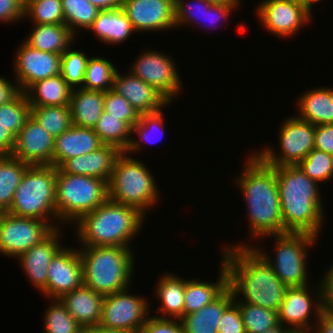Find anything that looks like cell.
Masks as SVG:
<instances>
[{"instance_id":"cell-35","label":"cell","mask_w":333,"mask_h":333,"mask_svg":"<svg viewBox=\"0 0 333 333\" xmlns=\"http://www.w3.org/2000/svg\"><path fill=\"white\" fill-rule=\"evenodd\" d=\"M93 129L103 144L118 147L122 152L129 147L132 128L110 113L103 111Z\"/></svg>"},{"instance_id":"cell-28","label":"cell","mask_w":333,"mask_h":333,"mask_svg":"<svg viewBox=\"0 0 333 333\" xmlns=\"http://www.w3.org/2000/svg\"><path fill=\"white\" fill-rule=\"evenodd\" d=\"M156 284L154 296L156 295L155 298L159 300L161 306L155 311L162 315L156 317L181 319L184 309L185 279L169 271L163 276L160 275Z\"/></svg>"},{"instance_id":"cell-54","label":"cell","mask_w":333,"mask_h":333,"mask_svg":"<svg viewBox=\"0 0 333 333\" xmlns=\"http://www.w3.org/2000/svg\"><path fill=\"white\" fill-rule=\"evenodd\" d=\"M15 146V137L0 123V155H11Z\"/></svg>"},{"instance_id":"cell-56","label":"cell","mask_w":333,"mask_h":333,"mask_svg":"<svg viewBox=\"0 0 333 333\" xmlns=\"http://www.w3.org/2000/svg\"><path fill=\"white\" fill-rule=\"evenodd\" d=\"M91 333H131L130 331H125L121 329L108 328L105 326L97 325L89 329Z\"/></svg>"},{"instance_id":"cell-37","label":"cell","mask_w":333,"mask_h":333,"mask_svg":"<svg viewBox=\"0 0 333 333\" xmlns=\"http://www.w3.org/2000/svg\"><path fill=\"white\" fill-rule=\"evenodd\" d=\"M44 313L43 333H84V329L70 314L60 298H52Z\"/></svg>"},{"instance_id":"cell-42","label":"cell","mask_w":333,"mask_h":333,"mask_svg":"<svg viewBox=\"0 0 333 333\" xmlns=\"http://www.w3.org/2000/svg\"><path fill=\"white\" fill-rule=\"evenodd\" d=\"M31 116V105L25 92L11 102L0 106V123L16 138Z\"/></svg>"},{"instance_id":"cell-61","label":"cell","mask_w":333,"mask_h":333,"mask_svg":"<svg viewBox=\"0 0 333 333\" xmlns=\"http://www.w3.org/2000/svg\"><path fill=\"white\" fill-rule=\"evenodd\" d=\"M289 333H315L313 330H295V331H290Z\"/></svg>"},{"instance_id":"cell-50","label":"cell","mask_w":333,"mask_h":333,"mask_svg":"<svg viewBox=\"0 0 333 333\" xmlns=\"http://www.w3.org/2000/svg\"><path fill=\"white\" fill-rule=\"evenodd\" d=\"M25 0H0V23L12 24L24 18Z\"/></svg>"},{"instance_id":"cell-2","label":"cell","mask_w":333,"mask_h":333,"mask_svg":"<svg viewBox=\"0 0 333 333\" xmlns=\"http://www.w3.org/2000/svg\"><path fill=\"white\" fill-rule=\"evenodd\" d=\"M241 174L234 180L245 198L249 237L284 234L275 166L265 164L254 151L246 157Z\"/></svg>"},{"instance_id":"cell-55","label":"cell","mask_w":333,"mask_h":333,"mask_svg":"<svg viewBox=\"0 0 333 333\" xmlns=\"http://www.w3.org/2000/svg\"><path fill=\"white\" fill-rule=\"evenodd\" d=\"M99 10L122 8L123 0H88Z\"/></svg>"},{"instance_id":"cell-3","label":"cell","mask_w":333,"mask_h":333,"mask_svg":"<svg viewBox=\"0 0 333 333\" xmlns=\"http://www.w3.org/2000/svg\"><path fill=\"white\" fill-rule=\"evenodd\" d=\"M275 175L284 233H308L318 237L326 223L319 184L297 165L275 166Z\"/></svg>"},{"instance_id":"cell-8","label":"cell","mask_w":333,"mask_h":333,"mask_svg":"<svg viewBox=\"0 0 333 333\" xmlns=\"http://www.w3.org/2000/svg\"><path fill=\"white\" fill-rule=\"evenodd\" d=\"M269 236V237H268ZM275 240L274 257L270 252L261 249L253 243H235L229 247L235 246H251L273 269L277 277L288 287H301L309 284L308 282V255L309 249L317 245L318 237L308 233H284L267 235L263 238H271ZM308 264V265H307Z\"/></svg>"},{"instance_id":"cell-58","label":"cell","mask_w":333,"mask_h":333,"mask_svg":"<svg viewBox=\"0 0 333 333\" xmlns=\"http://www.w3.org/2000/svg\"><path fill=\"white\" fill-rule=\"evenodd\" d=\"M291 330L278 323L276 326L265 330L263 333H289Z\"/></svg>"},{"instance_id":"cell-41","label":"cell","mask_w":333,"mask_h":333,"mask_svg":"<svg viewBox=\"0 0 333 333\" xmlns=\"http://www.w3.org/2000/svg\"><path fill=\"white\" fill-rule=\"evenodd\" d=\"M70 46L62 55L60 60V75L72 88H82L84 74L90 58L81 49L76 50Z\"/></svg>"},{"instance_id":"cell-20","label":"cell","mask_w":333,"mask_h":333,"mask_svg":"<svg viewBox=\"0 0 333 333\" xmlns=\"http://www.w3.org/2000/svg\"><path fill=\"white\" fill-rule=\"evenodd\" d=\"M63 227L54 229L40 243L32 246L17 259L30 284L42 293L47 286L48 267L54 255L64 246L62 238ZM61 231V232H60Z\"/></svg>"},{"instance_id":"cell-31","label":"cell","mask_w":333,"mask_h":333,"mask_svg":"<svg viewBox=\"0 0 333 333\" xmlns=\"http://www.w3.org/2000/svg\"><path fill=\"white\" fill-rule=\"evenodd\" d=\"M104 98L103 91L73 89L69 101L72 124L94 128L104 111Z\"/></svg>"},{"instance_id":"cell-10","label":"cell","mask_w":333,"mask_h":333,"mask_svg":"<svg viewBox=\"0 0 333 333\" xmlns=\"http://www.w3.org/2000/svg\"><path fill=\"white\" fill-rule=\"evenodd\" d=\"M320 278V282L316 287L314 286L315 290L312 291L309 287L310 284L287 288L278 311L280 324L291 331L314 330L315 324L312 322L313 319L310 320L311 316L315 315L314 322L316 323L321 312L330 304L329 284L326 273L324 272V275Z\"/></svg>"},{"instance_id":"cell-47","label":"cell","mask_w":333,"mask_h":333,"mask_svg":"<svg viewBox=\"0 0 333 333\" xmlns=\"http://www.w3.org/2000/svg\"><path fill=\"white\" fill-rule=\"evenodd\" d=\"M138 333H184L180 319L158 318L150 315Z\"/></svg>"},{"instance_id":"cell-57","label":"cell","mask_w":333,"mask_h":333,"mask_svg":"<svg viewBox=\"0 0 333 333\" xmlns=\"http://www.w3.org/2000/svg\"><path fill=\"white\" fill-rule=\"evenodd\" d=\"M325 273L329 284L330 304L333 305V269H327Z\"/></svg>"},{"instance_id":"cell-62","label":"cell","mask_w":333,"mask_h":333,"mask_svg":"<svg viewBox=\"0 0 333 333\" xmlns=\"http://www.w3.org/2000/svg\"><path fill=\"white\" fill-rule=\"evenodd\" d=\"M5 211L0 208V221L2 219V216L4 215Z\"/></svg>"},{"instance_id":"cell-48","label":"cell","mask_w":333,"mask_h":333,"mask_svg":"<svg viewBox=\"0 0 333 333\" xmlns=\"http://www.w3.org/2000/svg\"><path fill=\"white\" fill-rule=\"evenodd\" d=\"M218 333H246L238 304L233 301L220 318Z\"/></svg>"},{"instance_id":"cell-33","label":"cell","mask_w":333,"mask_h":333,"mask_svg":"<svg viewBox=\"0 0 333 333\" xmlns=\"http://www.w3.org/2000/svg\"><path fill=\"white\" fill-rule=\"evenodd\" d=\"M12 155H0V208L8 212L21 179L29 167Z\"/></svg>"},{"instance_id":"cell-11","label":"cell","mask_w":333,"mask_h":333,"mask_svg":"<svg viewBox=\"0 0 333 333\" xmlns=\"http://www.w3.org/2000/svg\"><path fill=\"white\" fill-rule=\"evenodd\" d=\"M279 129L280 153L265 146L255 154L269 166L298 165L314 149L315 125L292 115L285 118Z\"/></svg>"},{"instance_id":"cell-16","label":"cell","mask_w":333,"mask_h":333,"mask_svg":"<svg viewBox=\"0 0 333 333\" xmlns=\"http://www.w3.org/2000/svg\"><path fill=\"white\" fill-rule=\"evenodd\" d=\"M21 43L12 62L13 79L18 83L21 92H25L39 80L60 74V54L36 50L24 41Z\"/></svg>"},{"instance_id":"cell-18","label":"cell","mask_w":333,"mask_h":333,"mask_svg":"<svg viewBox=\"0 0 333 333\" xmlns=\"http://www.w3.org/2000/svg\"><path fill=\"white\" fill-rule=\"evenodd\" d=\"M122 9L138 33L176 28L175 0H123Z\"/></svg>"},{"instance_id":"cell-44","label":"cell","mask_w":333,"mask_h":333,"mask_svg":"<svg viewBox=\"0 0 333 333\" xmlns=\"http://www.w3.org/2000/svg\"><path fill=\"white\" fill-rule=\"evenodd\" d=\"M297 166L318 184L333 178V155L324 151L314 148Z\"/></svg>"},{"instance_id":"cell-7","label":"cell","mask_w":333,"mask_h":333,"mask_svg":"<svg viewBox=\"0 0 333 333\" xmlns=\"http://www.w3.org/2000/svg\"><path fill=\"white\" fill-rule=\"evenodd\" d=\"M56 170L52 165H30L17 187L8 213L60 227L56 212Z\"/></svg>"},{"instance_id":"cell-40","label":"cell","mask_w":333,"mask_h":333,"mask_svg":"<svg viewBox=\"0 0 333 333\" xmlns=\"http://www.w3.org/2000/svg\"><path fill=\"white\" fill-rule=\"evenodd\" d=\"M234 301L239 306L246 333H263L279 323L277 311L240 302L235 296Z\"/></svg>"},{"instance_id":"cell-19","label":"cell","mask_w":333,"mask_h":333,"mask_svg":"<svg viewBox=\"0 0 333 333\" xmlns=\"http://www.w3.org/2000/svg\"><path fill=\"white\" fill-rule=\"evenodd\" d=\"M53 137L31 116L15 138L12 156L28 165H52Z\"/></svg>"},{"instance_id":"cell-46","label":"cell","mask_w":333,"mask_h":333,"mask_svg":"<svg viewBox=\"0 0 333 333\" xmlns=\"http://www.w3.org/2000/svg\"><path fill=\"white\" fill-rule=\"evenodd\" d=\"M104 111L111 116L117 117L126 122L131 128L139 121L140 114L123 96L118 95L115 91L105 92Z\"/></svg>"},{"instance_id":"cell-25","label":"cell","mask_w":333,"mask_h":333,"mask_svg":"<svg viewBox=\"0 0 333 333\" xmlns=\"http://www.w3.org/2000/svg\"><path fill=\"white\" fill-rule=\"evenodd\" d=\"M296 116L313 125L333 124V88L314 87L296 98Z\"/></svg>"},{"instance_id":"cell-39","label":"cell","mask_w":333,"mask_h":333,"mask_svg":"<svg viewBox=\"0 0 333 333\" xmlns=\"http://www.w3.org/2000/svg\"><path fill=\"white\" fill-rule=\"evenodd\" d=\"M31 117L53 137L59 136L72 126L69 105L31 106Z\"/></svg>"},{"instance_id":"cell-9","label":"cell","mask_w":333,"mask_h":333,"mask_svg":"<svg viewBox=\"0 0 333 333\" xmlns=\"http://www.w3.org/2000/svg\"><path fill=\"white\" fill-rule=\"evenodd\" d=\"M109 198L108 183L56 170V212L60 224H74Z\"/></svg>"},{"instance_id":"cell-14","label":"cell","mask_w":333,"mask_h":333,"mask_svg":"<svg viewBox=\"0 0 333 333\" xmlns=\"http://www.w3.org/2000/svg\"><path fill=\"white\" fill-rule=\"evenodd\" d=\"M53 230L54 228L45 221L5 212L0 221V253L5 257L17 259Z\"/></svg>"},{"instance_id":"cell-60","label":"cell","mask_w":333,"mask_h":333,"mask_svg":"<svg viewBox=\"0 0 333 333\" xmlns=\"http://www.w3.org/2000/svg\"><path fill=\"white\" fill-rule=\"evenodd\" d=\"M207 2H209L210 4L213 5H221V4H227V3H238L234 0H206Z\"/></svg>"},{"instance_id":"cell-34","label":"cell","mask_w":333,"mask_h":333,"mask_svg":"<svg viewBox=\"0 0 333 333\" xmlns=\"http://www.w3.org/2000/svg\"><path fill=\"white\" fill-rule=\"evenodd\" d=\"M164 109L154 112V113H147V114H141L139 121L132 127V136L130 140L129 147L125 151L126 153L130 154L131 156L134 153L135 154L139 151L142 152L143 149H145V146L147 145L146 142L150 143H157L160 138L162 139V136H164ZM155 131H159L160 138L158 137L157 140L155 135ZM134 134V136H133ZM138 137H135L136 135ZM137 138V139H136ZM161 141V140H160ZM145 143V144H144ZM145 145V146H144Z\"/></svg>"},{"instance_id":"cell-13","label":"cell","mask_w":333,"mask_h":333,"mask_svg":"<svg viewBox=\"0 0 333 333\" xmlns=\"http://www.w3.org/2000/svg\"><path fill=\"white\" fill-rule=\"evenodd\" d=\"M130 288L104 295L99 325L138 333L149 317L151 306L149 298L131 293Z\"/></svg>"},{"instance_id":"cell-6","label":"cell","mask_w":333,"mask_h":333,"mask_svg":"<svg viewBox=\"0 0 333 333\" xmlns=\"http://www.w3.org/2000/svg\"><path fill=\"white\" fill-rule=\"evenodd\" d=\"M154 177L142 160L123 151L108 182L109 199L134 207L145 215L161 199L160 187Z\"/></svg>"},{"instance_id":"cell-12","label":"cell","mask_w":333,"mask_h":333,"mask_svg":"<svg viewBox=\"0 0 333 333\" xmlns=\"http://www.w3.org/2000/svg\"><path fill=\"white\" fill-rule=\"evenodd\" d=\"M139 54L128 70L173 103L177 95L182 93L183 81L172 56L153 50V47Z\"/></svg>"},{"instance_id":"cell-23","label":"cell","mask_w":333,"mask_h":333,"mask_svg":"<svg viewBox=\"0 0 333 333\" xmlns=\"http://www.w3.org/2000/svg\"><path fill=\"white\" fill-rule=\"evenodd\" d=\"M102 145L93 128L72 124L69 129L55 137L53 166L59 168L67 159L91 153Z\"/></svg>"},{"instance_id":"cell-21","label":"cell","mask_w":333,"mask_h":333,"mask_svg":"<svg viewBox=\"0 0 333 333\" xmlns=\"http://www.w3.org/2000/svg\"><path fill=\"white\" fill-rule=\"evenodd\" d=\"M112 90L126 98L140 115L158 112L171 104L159 91L130 71L122 74L117 69Z\"/></svg>"},{"instance_id":"cell-52","label":"cell","mask_w":333,"mask_h":333,"mask_svg":"<svg viewBox=\"0 0 333 333\" xmlns=\"http://www.w3.org/2000/svg\"><path fill=\"white\" fill-rule=\"evenodd\" d=\"M21 90L16 81H9L5 76L0 75V106L14 100Z\"/></svg>"},{"instance_id":"cell-53","label":"cell","mask_w":333,"mask_h":333,"mask_svg":"<svg viewBox=\"0 0 333 333\" xmlns=\"http://www.w3.org/2000/svg\"><path fill=\"white\" fill-rule=\"evenodd\" d=\"M315 333H333V305L329 304L315 323Z\"/></svg>"},{"instance_id":"cell-26","label":"cell","mask_w":333,"mask_h":333,"mask_svg":"<svg viewBox=\"0 0 333 333\" xmlns=\"http://www.w3.org/2000/svg\"><path fill=\"white\" fill-rule=\"evenodd\" d=\"M233 301L234 294L228 286L211 303L180 319L184 333H218L220 318Z\"/></svg>"},{"instance_id":"cell-49","label":"cell","mask_w":333,"mask_h":333,"mask_svg":"<svg viewBox=\"0 0 333 333\" xmlns=\"http://www.w3.org/2000/svg\"><path fill=\"white\" fill-rule=\"evenodd\" d=\"M241 4L239 3H227V4H221V5H211L209 8L204 9V15H203V22L204 20H208L206 25V21L203 23L205 26V29L208 27H211L214 23H219L222 21L225 23L229 19V16L231 17V14L233 11L236 12L237 8H239ZM223 19V20H222ZM206 23V24H205ZM212 27H216V25H212Z\"/></svg>"},{"instance_id":"cell-17","label":"cell","mask_w":333,"mask_h":333,"mask_svg":"<svg viewBox=\"0 0 333 333\" xmlns=\"http://www.w3.org/2000/svg\"><path fill=\"white\" fill-rule=\"evenodd\" d=\"M47 286L42 296L61 298L83 284L79 249L65 245L54 255L48 267Z\"/></svg>"},{"instance_id":"cell-1","label":"cell","mask_w":333,"mask_h":333,"mask_svg":"<svg viewBox=\"0 0 333 333\" xmlns=\"http://www.w3.org/2000/svg\"><path fill=\"white\" fill-rule=\"evenodd\" d=\"M221 251L234 296L240 302L278 312L288 286L272 267L251 246H225Z\"/></svg>"},{"instance_id":"cell-27","label":"cell","mask_w":333,"mask_h":333,"mask_svg":"<svg viewBox=\"0 0 333 333\" xmlns=\"http://www.w3.org/2000/svg\"><path fill=\"white\" fill-rule=\"evenodd\" d=\"M88 31L107 45L122 44L136 32L122 8L100 10Z\"/></svg>"},{"instance_id":"cell-63","label":"cell","mask_w":333,"mask_h":333,"mask_svg":"<svg viewBox=\"0 0 333 333\" xmlns=\"http://www.w3.org/2000/svg\"><path fill=\"white\" fill-rule=\"evenodd\" d=\"M329 269H333V262L331 263Z\"/></svg>"},{"instance_id":"cell-36","label":"cell","mask_w":333,"mask_h":333,"mask_svg":"<svg viewBox=\"0 0 333 333\" xmlns=\"http://www.w3.org/2000/svg\"><path fill=\"white\" fill-rule=\"evenodd\" d=\"M116 67L107 58L92 55L87 63L82 88L103 92L112 90Z\"/></svg>"},{"instance_id":"cell-43","label":"cell","mask_w":333,"mask_h":333,"mask_svg":"<svg viewBox=\"0 0 333 333\" xmlns=\"http://www.w3.org/2000/svg\"><path fill=\"white\" fill-rule=\"evenodd\" d=\"M24 18L34 24H64L61 0H25Z\"/></svg>"},{"instance_id":"cell-59","label":"cell","mask_w":333,"mask_h":333,"mask_svg":"<svg viewBox=\"0 0 333 333\" xmlns=\"http://www.w3.org/2000/svg\"><path fill=\"white\" fill-rule=\"evenodd\" d=\"M302 6H304L311 14L312 12V7L315 4H318L319 1L321 0H297Z\"/></svg>"},{"instance_id":"cell-15","label":"cell","mask_w":333,"mask_h":333,"mask_svg":"<svg viewBox=\"0 0 333 333\" xmlns=\"http://www.w3.org/2000/svg\"><path fill=\"white\" fill-rule=\"evenodd\" d=\"M257 8V9H256ZM255 14L262 27L280 39L291 38L304 29L313 17L297 0H261Z\"/></svg>"},{"instance_id":"cell-51","label":"cell","mask_w":333,"mask_h":333,"mask_svg":"<svg viewBox=\"0 0 333 333\" xmlns=\"http://www.w3.org/2000/svg\"><path fill=\"white\" fill-rule=\"evenodd\" d=\"M314 148L333 155V124L315 126Z\"/></svg>"},{"instance_id":"cell-5","label":"cell","mask_w":333,"mask_h":333,"mask_svg":"<svg viewBox=\"0 0 333 333\" xmlns=\"http://www.w3.org/2000/svg\"><path fill=\"white\" fill-rule=\"evenodd\" d=\"M80 247V248H79ZM83 284L103 295L131 286L136 256L120 246H79Z\"/></svg>"},{"instance_id":"cell-64","label":"cell","mask_w":333,"mask_h":333,"mask_svg":"<svg viewBox=\"0 0 333 333\" xmlns=\"http://www.w3.org/2000/svg\"><path fill=\"white\" fill-rule=\"evenodd\" d=\"M234 1L238 2L239 4H241V2H240L241 0H234Z\"/></svg>"},{"instance_id":"cell-24","label":"cell","mask_w":333,"mask_h":333,"mask_svg":"<svg viewBox=\"0 0 333 333\" xmlns=\"http://www.w3.org/2000/svg\"><path fill=\"white\" fill-rule=\"evenodd\" d=\"M61 301L69 314L86 330L99 325L104 295L82 284L64 294Z\"/></svg>"},{"instance_id":"cell-22","label":"cell","mask_w":333,"mask_h":333,"mask_svg":"<svg viewBox=\"0 0 333 333\" xmlns=\"http://www.w3.org/2000/svg\"><path fill=\"white\" fill-rule=\"evenodd\" d=\"M121 153L118 147L103 144L91 153L67 159L59 168L64 173L90 176L108 183Z\"/></svg>"},{"instance_id":"cell-4","label":"cell","mask_w":333,"mask_h":333,"mask_svg":"<svg viewBox=\"0 0 333 333\" xmlns=\"http://www.w3.org/2000/svg\"><path fill=\"white\" fill-rule=\"evenodd\" d=\"M147 215L109 198L83 215L73 227L81 246H120L133 248L131 241L143 228ZM132 245V246H131Z\"/></svg>"},{"instance_id":"cell-38","label":"cell","mask_w":333,"mask_h":333,"mask_svg":"<svg viewBox=\"0 0 333 333\" xmlns=\"http://www.w3.org/2000/svg\"><path fill=\"white\" fill-rule=\"evenodd\" d=\"M61 4L64 24L76 37L79 29L88 30L100 12L88 0H61Z\"/></svg>"},{"instance_id":"cell-30","label":"cell","mask_w":333,"mask_h":333,"mask_svg":"<svg viewBox=\"0 0 333 333\" xmlns=\"http://www.w3.org/2000/svg\"><path fill=\"white\" fill-rule=\"evenodd\" d=\"M31 32L23 40L30 47L62 55L74 42L76 36L65 24H32Z\"/></svg>"},{"instance_id":"cell-45","label":"cell","mask_w":333,"mask_h":333,"mask_svg":"<svg viewBox=\"0 0 333 333\" xmlns=\"http://www.w3.org/2000/svg\"><path fill=\"white\" fill-rule=\"evenodd\" d=\"M195 1V2H194ZM175 0V24L176 28L187 26L197 27L203 25L204 9L212 4L206 0ZM188 2V3H187ZM191 2V3H190ZM199 21V22H198ZM202 22V23H201ZM199 24V25H198Z\"/></svg>"},{"instance_id":"cell-29","label":"cell","mask_w":333,"mask_h":333,"mask_svg":"<svg viewBox=\"0 0 333 333\" xmlns=\"http://www.w3.org/2000/svg\"><path fill=\"white\" fill-rule=\"evenodd\" d=\"M220 262L217 282H204L195 278L186 280L185 278L183 316L211 303L228 287V271L223 261Z\"/></svg>"},{"instance_id":"cell-32","label":"cell","mask_w":333,"mask_h":333,"mask_svg":"<svg viewBox=\"0 0 333 333\" xmlns=\"http://www.w3.org/2000/svg\"><path fill=\"white\" fill-rule=\"evenodd\" d=\"M72 90L59 74L35 82L25 94L31 106H63L69 105Z\"/></svg>"}]
</instances>
